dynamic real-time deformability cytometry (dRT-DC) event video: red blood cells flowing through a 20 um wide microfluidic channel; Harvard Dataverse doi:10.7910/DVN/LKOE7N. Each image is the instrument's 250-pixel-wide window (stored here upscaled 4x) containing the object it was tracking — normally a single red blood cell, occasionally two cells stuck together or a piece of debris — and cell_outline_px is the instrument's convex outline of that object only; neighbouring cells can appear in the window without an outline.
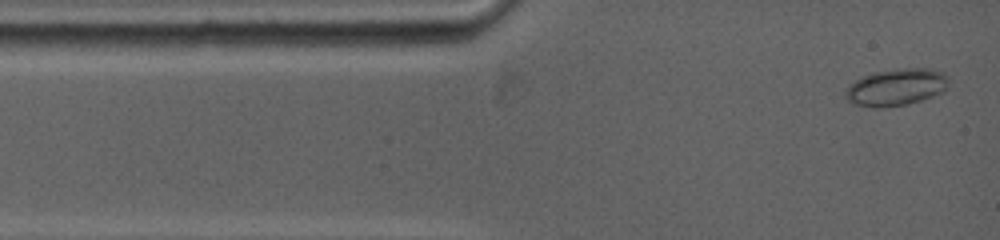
{"species": "common noctule bat (a hibernating species)", "species_latin": "Nyctalus noctula", "temperature_condition": "warm", "stored_images_in_passage": 55, "camera_frame_rate_fps": 5000, "um_per_image_px": 0.085, "animal": {"sex": "female", "body_mass_g": 19.0, "forearm_length_mm": 53.3}, "frame": {"image": 1, "passage_image": 1, "time_ms": 0.0, "image_size_px": [1000, 240], "cell_outline_px": [[948, 80], [944, 92], [920, 100], [904, 104], [880, 108], [872, 108], [856, 104], [848, 100], [844, 96], [844, 92], [848, 84], [864, 76], [876, 72], [896, 68], [932, 68], [944, 72], [948, 76]], "centroid_in_image_um": [76.17, 7.4], "position_along_channel_um": 8.8, "area_um2": 22.31}}
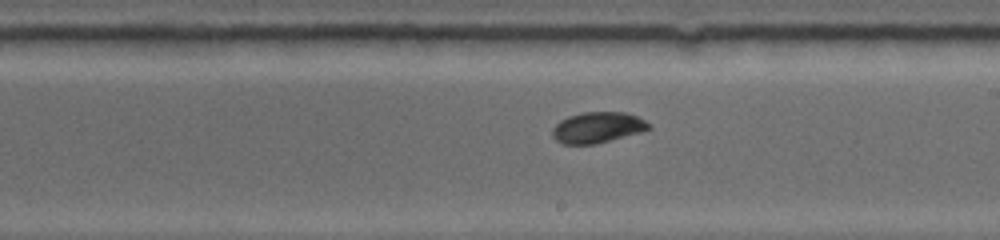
{"frame": {"image": 2, "passage_image": 24, "time_ms": 7.0, "image_size_px": [1000, 240], "cell_outline_px": [[652, 128], [640, 132], [596, 144], [564, 144], [556, 140], [552, 136], [552, 128], [560, 120], [568, 116], [580, 112], [624, 112], [636, 116], [652, 124]], "centroid_in_image_um": [50.78, 10.83], "position_along_channel_um": 238.2, "area_um2": 17.4}}
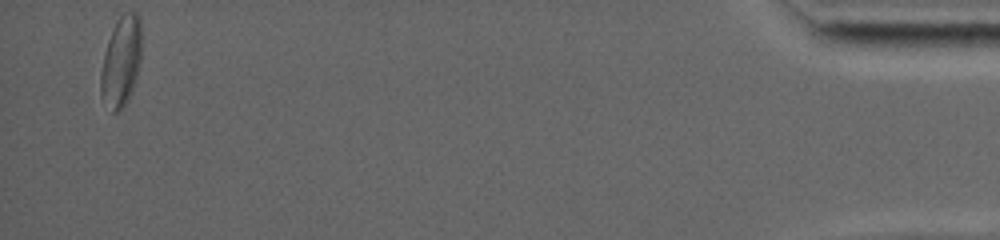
{"frame": {"image": 3, "passage_image": 55, "time_ms": 15.2, "image_size_px": [1000, 240], "cell_outline_px": [[140, 60], [136, 76], [128, 100], [120, 112], [112, 112], [100, 96], [100, 72], [104, 52], [112, 28], [116, 20], [124, 12], [136, 12], [140, 16]], "centroid_in_image_um": [10.27, 5.22], "position_along_channel_um": 424.9, "area_um2": 21.5}, "authors_computed_cell_mechanics": {"area_um2": 17.918, "velocity_mm_per_s": 3.8736, "shape_relaxation_time_tau1_ms": 3.3368, "shape_relaxation_time_tau2_ms": 0.8168, "deformation_change_tau1": 0.1085, "deformation_change_tau2": 0.0405}}